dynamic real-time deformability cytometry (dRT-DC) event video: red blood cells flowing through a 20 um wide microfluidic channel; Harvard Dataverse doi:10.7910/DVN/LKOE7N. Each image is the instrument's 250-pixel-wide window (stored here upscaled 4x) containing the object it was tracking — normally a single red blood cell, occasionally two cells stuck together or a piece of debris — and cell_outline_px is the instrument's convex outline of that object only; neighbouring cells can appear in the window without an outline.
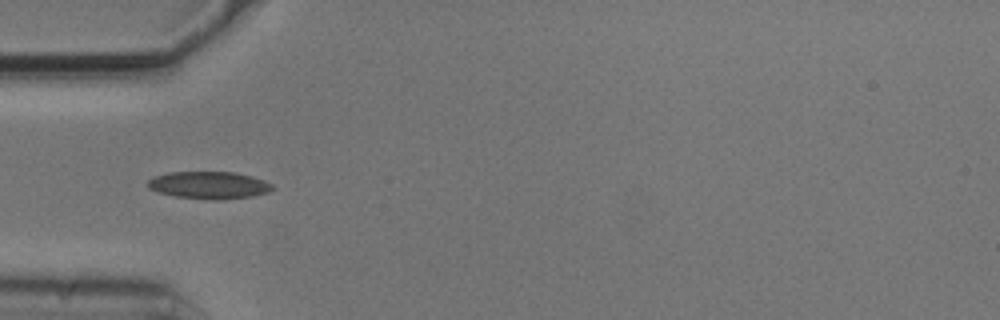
{"species": "common noctule bat (a hibernating species)", "species_latin": "Nyctalus noctula", "temperature_condition": "cold", "stored_images_in_passage": 3, "camera_frame_rate_fps": 3000, "um_per_image_px": 0.085, "animal": {"sex": "male", "body_mass_g": 20.5, "forearm_length_mm": 52.5}, "frame": {"image": 1, "passage_image": 1, "time_ms": 0.0, "image_size_px": [1000, 320], "cell_outline_px": [[276, 188], [268, 192], [252, 196], [216, 200], [176, 196], [160, 192], [148, 188], [148, 180], [156, 176], [168, 172], [236, 172], [252, 176], [264, 180], [272, 184]], "centroid_in_image_um": [17.81, 15.73], "position_along_channel_um": 67.2, "area_um2": 19.71}}
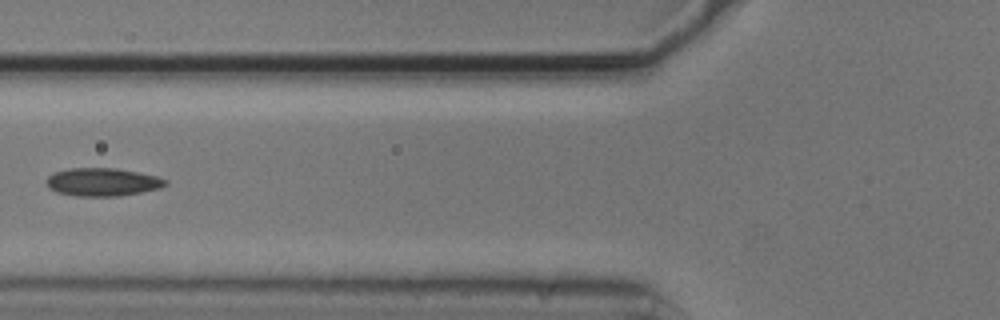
{"frame": {"image": 2, "passage_image": 2, "time_ms": 0.333, "image_size_px": [1000, 320], "cell_outline_px": [[168, 184], [160, 188], [120, 196], [76, 196], [56, 192], [48, 188], [48, 176], [56, 172], [68, 168], [116, 168], [156, 176], [168, 180]], "centroid_in_image_um": [8.72, 15.47], "position_along_channel_um": 117.1, "area_um2": 19.36}}
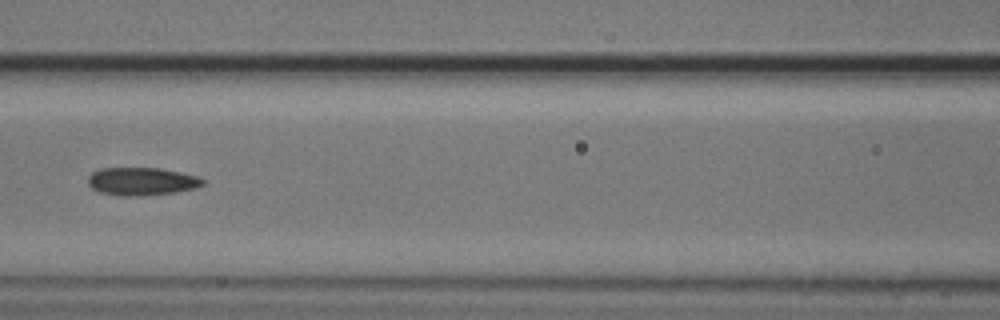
{"frame": {"image": 3, "passage_image": 3, "time_ms": 0.667, "image_size_px": [1000, 320], "cell_outline_px": [[204, 184], [196, 188], [176, 192], [140, 196], [124, 196], [100, 192], [92, 188], [88, 184], [88, 176], [92, 172], [100, 168], [160, 168], [200, 176], [204, 180]], "centroid_in_image_um": [12.06, 15.41], "position_along_channel_um": 154.5, "area_um2": 18.79}}